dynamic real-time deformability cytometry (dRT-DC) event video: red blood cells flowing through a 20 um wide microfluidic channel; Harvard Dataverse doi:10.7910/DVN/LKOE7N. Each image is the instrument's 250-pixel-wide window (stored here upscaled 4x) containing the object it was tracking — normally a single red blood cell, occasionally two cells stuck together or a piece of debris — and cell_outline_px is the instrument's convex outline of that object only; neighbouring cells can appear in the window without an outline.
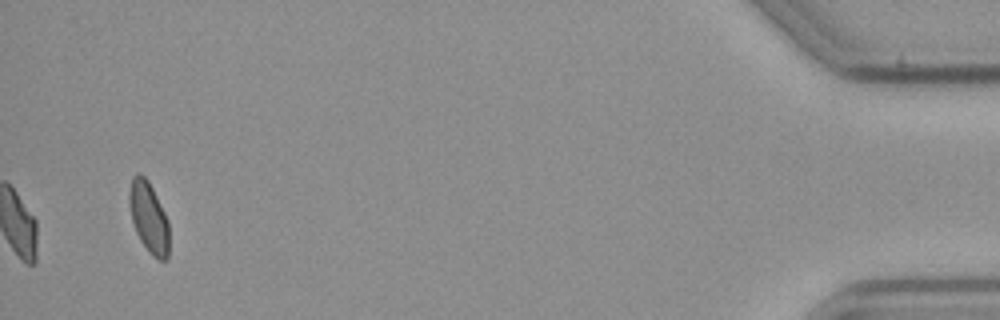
{"species": "common noctule bat (a hibernating species)", "species_latin": "Nyctalus noctula", "temperature_condition": "cold", "stored_images_in_passage": 43, "camera_frame_rate_fps": 3000, "um_per_image_px": 0.085, "animal": {"sex": "male", "body_mass_g": 23.1, "forearm_length_mm": 52.7}, "frame": {"image": 1, "passage_image": 43, "time_ms": 14.0, "image_size_px": [1000, 320], "cell_outline_px": [[168, 260], [160, 260], [152, 256], [148, 252], [140, 240], [136, 232], [132, 220], [128, 204], [128, 192], [132, 176], [136, 172], [140, 172], [148, 180], [168, 220]], "centroid_in_image_um": [12.61, 18.46], "position_along_channel_um": 422.6, "area_um2": 16.59}, "authors_computed_cell_mechanics": {"area_um2": 17.051, "velocity_mm_per_s": 3.5833, "shape_relaxation_time_tau1_ms": 6.5177, "shape_relaxation_time_tau2_ms": null, "deformation_change_tau1": 0.1229, "deformation_change_tau2": null}}